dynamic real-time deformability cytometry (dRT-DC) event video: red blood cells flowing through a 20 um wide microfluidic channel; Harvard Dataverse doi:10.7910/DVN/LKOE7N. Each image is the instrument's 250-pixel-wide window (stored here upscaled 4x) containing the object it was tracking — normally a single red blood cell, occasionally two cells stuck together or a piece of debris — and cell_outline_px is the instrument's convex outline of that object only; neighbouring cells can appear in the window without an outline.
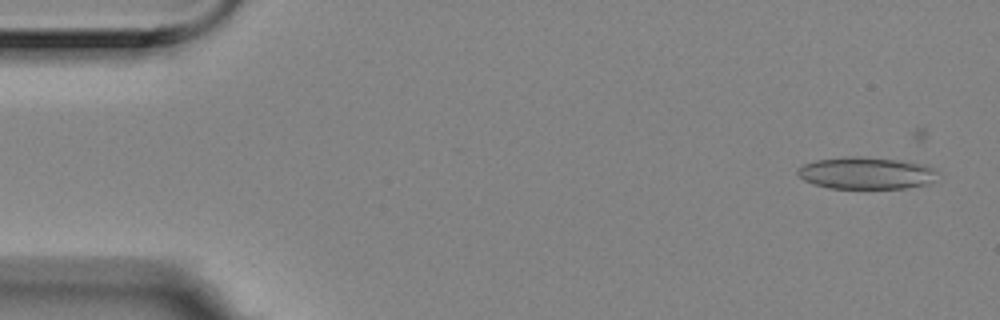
{"species": "Egyptian fruit bat (a non-hibernating species)", "species_latin": "Rousettus aegyptiacus", "temperature_condition": "room temperature", "stored_images_in_passage": 6, "camera_frame_rate_fps": 3000, "um_per_image_px": 0.085, "animal": {"sex": "female"}, "frame": {"image": 1, "passage_image": 1, "time_ms": 0.0, "image_size_px": [1000, 320], "cell_outline_px": [[936, 172], [932, 180], [928, 184], [904, 188], [828, 188], [812, 184], [804, 180], [796, 172], [796, 168], [804, 164], [816, 160], [844, 156], [856, 156], [900, 160], [920, 164], [932, 168]], "centroid_in_image_um": [73.53, 14.71], "position_along_channel_um": 11.5, "area_um2": 25.95}}
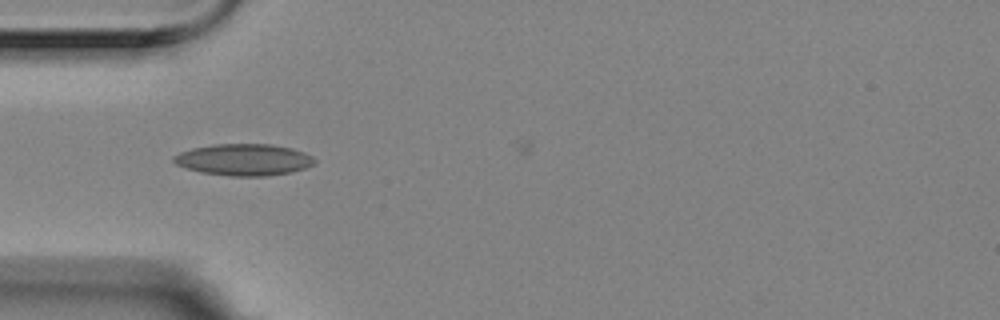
{"frame": {"image": 2, "passage_image": 5, "time_ms": 1.333, "image_size_px": [1000, 320], "cell_outline_px": [[316, 160], [312, 164], [304, 168], [288, 172], [268, 176], [232, 176], [200, 172], [176, 164], [172, 160], [172, 156], [180, 152], [192, 148], [212, 144], [272, 144], [292, 148], [304, 152], [312, 156]], "centroid_in_image_um": [20.7, 13.56], "position_along_channel_um": 64.3, "area_um2": 25.89}}
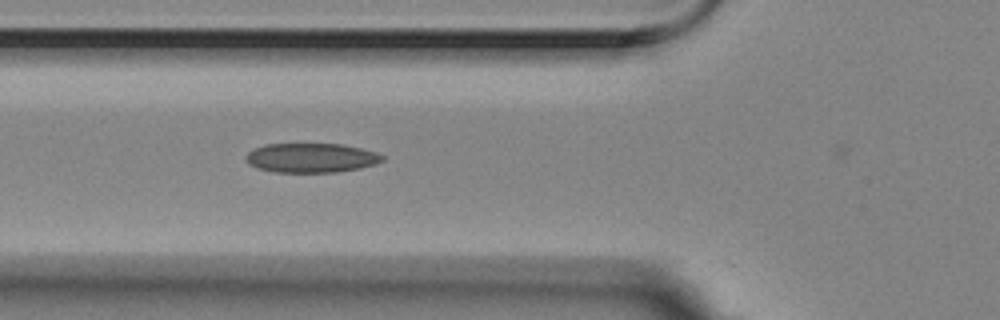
{"frame": {"image": 3, "passage_image": 6, "time_ms": 1.667, "image_size_px": [1000, 320], "cell_outline_px": [[384, 160], [376, 164], [360, 168], [336, 172], [272, 172], [256, 168], [248, 164], [244, 160], [244, 156], [248, 152], [264, 144], [340, 144], [360, 148], [376, 152], [384, 156]], "centroid_in_image_um": [26.42, 13.42], "position_along_channel_um": 99.4, "area_um2": 23.52}}